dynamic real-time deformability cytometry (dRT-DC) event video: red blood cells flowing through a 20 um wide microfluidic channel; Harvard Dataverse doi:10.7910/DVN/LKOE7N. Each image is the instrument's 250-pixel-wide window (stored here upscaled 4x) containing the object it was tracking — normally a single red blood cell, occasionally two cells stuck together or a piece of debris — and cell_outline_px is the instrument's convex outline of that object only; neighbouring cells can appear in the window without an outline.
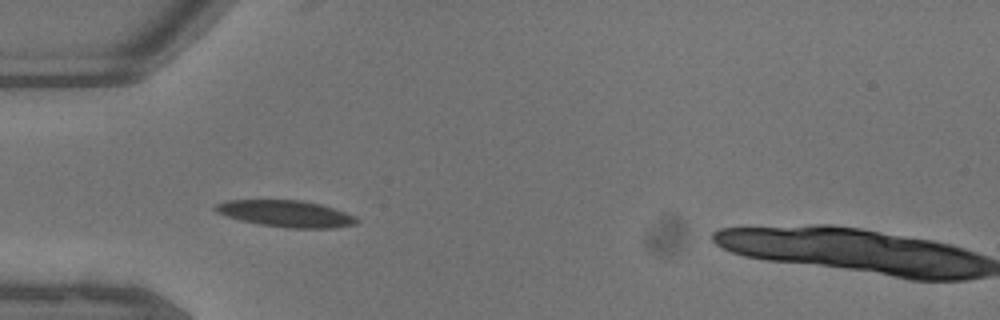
{"species": "common noctule bat (a hibernating species)", "species_latin": "Nyctalus noctula", "temperature_condition": "warm", "stored_images_in_passage": 11, "segment_of_instrument_passage": [1, 2], "camera_frame_rate_fps": 3000, "um_per_image_px": 0.085, "animal": {"sex": "male", "body_mass_g": 13.3}, "frame": {"image": 1, "passage_image": 1, "time_ms": 0.0, "image_size_px": [1000, 320], "cell_outline_px": [[968, 276], [908, 276], [760, 256], [744, 252], [756, 252], [824, 256], [916, 268]], "centroid_in_image_um": [72.8, 22.5], "position_along_channel_um": 12.2, "area_um2": 10.46}}